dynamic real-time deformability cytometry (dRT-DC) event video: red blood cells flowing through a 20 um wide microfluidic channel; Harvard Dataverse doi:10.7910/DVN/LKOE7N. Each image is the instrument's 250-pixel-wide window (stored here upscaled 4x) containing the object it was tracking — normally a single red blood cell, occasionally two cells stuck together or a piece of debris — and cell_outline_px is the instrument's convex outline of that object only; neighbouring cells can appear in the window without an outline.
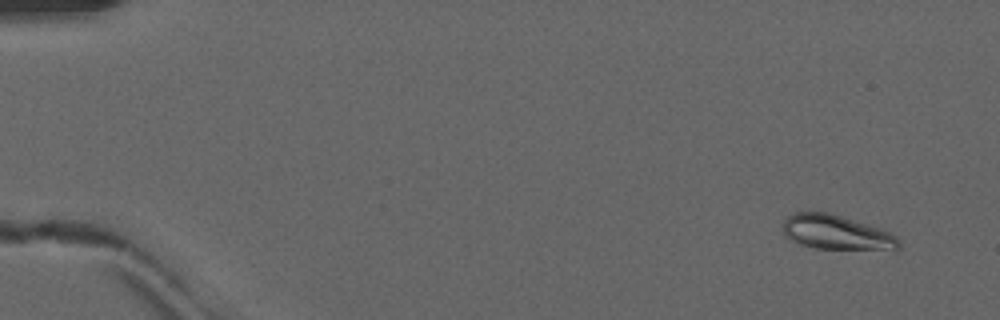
{"species": "common noctule bat (a hibernating species)", "species_latin": "Nyctalus noctula", "temperature_condition": "warm", "stored_images_in_passage": 49, "camera_frame_rate_fps": 3000, "um_per_image_px": 0.085, "animal": {"sex": "male", "forearm_length_mm": 52.5}, "frame": {"image": 1, "passage_image": 2, "time_ms": 0.333, "image_size_px": [1000, 320], "cell_outline_px": [[900, 248], [816, 248], [800, 244], [784, 236], [784, 220], [792, 212], [828, 212], [868, 224], [880, 228], [896, 236], [900, 240]], "centroid_in_image_um": [71.04, 19.72], "position_along_channel_um": 14.0, "area_um2": 22.77}}
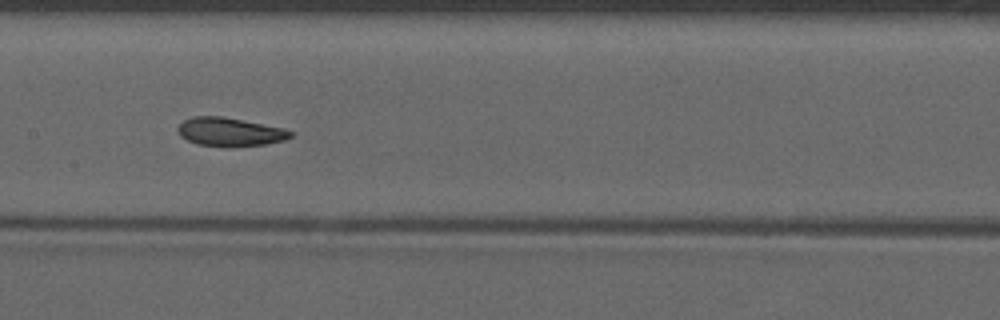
{"frame": {"image": 2, "passage_image": 25, "time_ms": 8.0, "image_size_px": [1000, 320], "cell_outline_px": [[292, 136], [284, 140], [264, 144], [232, 148], [224, 148], [196, 144], [180, 136], [176, 132], [176, 128], [184, 120], [192, 116], [220, 116], [284, 128], [292, 132]], "centroid_in_image_um": [19.49, 11.23], "position_along_channel_um": 187.9, "area_um2": 19.02}}
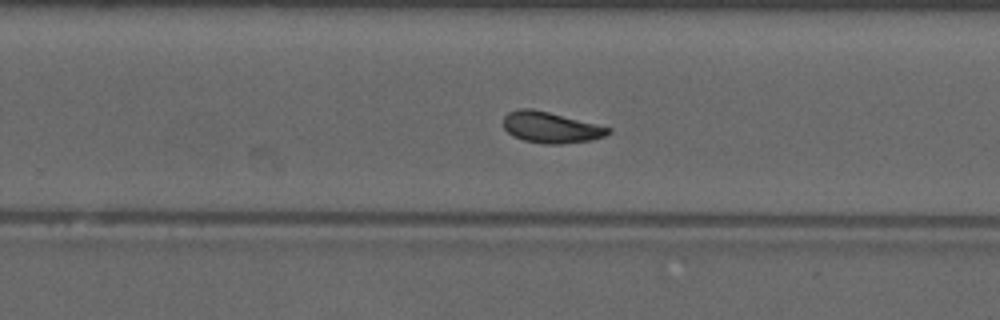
{"frame": {"image": 3, "passage_image": 32, "time_ms": 10.333, "image_size_px": [1000, 320], "cell_outline_px": [[612, 132], [604, 136], [592, 140], [560, 144], [544, 144], [524, 140], [512, 136], [504, 128], [504, 116], [508, 112], [520, 108], [532, 108], [612, 128]], "centroid_in_image_um": [46.81, 10.83], "position_along_channel_um": 283.0, "area_um2": 18.9}, "authors_computed_cell_mechanics": {"area_um2": 19.363, "velocity_mm_per_s": 4.1041, "shape_relaxation_time_tau1_ms": 6.7393, "shape_relaxation_time_tau2_ms": 1.8354, "deformation_change_tau1": 0.1747, "deformation_change_tau2": 0.0734}}